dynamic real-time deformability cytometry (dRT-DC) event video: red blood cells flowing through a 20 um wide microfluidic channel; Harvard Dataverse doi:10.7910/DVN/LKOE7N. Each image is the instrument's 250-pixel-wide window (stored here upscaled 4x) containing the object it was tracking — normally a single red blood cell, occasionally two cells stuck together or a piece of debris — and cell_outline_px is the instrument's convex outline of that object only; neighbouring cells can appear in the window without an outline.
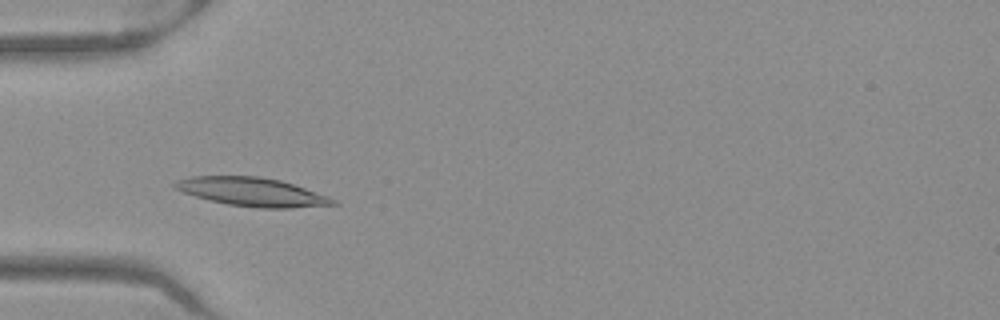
{"species": "Egyptian fruit bat (a non-hibernating species)", "species_latin": "Rousettus aegyptiacus", "temperature_condition": "warm", "stored_images_in_passage": 42, "camera_frame_rate_fps": 3000, "um_per_image_px": 0.085, "frame": {"image": 1, "passage_image": 7, "time_ms": 2.0, "image_size_px": [1000, 320], "cell_outline_px": [[340, 204], [292, 208], [260, 208], [228, 204], [208, 200], [184, 192], [176, 188], [172, 184], [176, 180], [188, 176], [260, 176], [280, 180], [328, 196], [336, 200]], "centroid_in_image_um": [21.42, 16.31], "position_along_channel_um": 63.6, "area_um2": 26.24}}
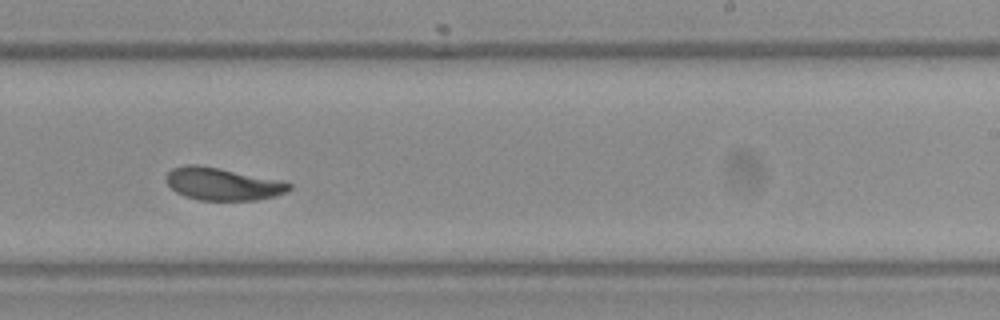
{"frame": {"image": 2, "passage_image": 23, "time_ms": 7.333, "image_size_px": [1000, 320], "cell_outline_px": [[292, 188], [288, 192], [276, 196], [256, 200], [200, 200], [184, 196], [176, 192], [164, 180], [164, 176], [172, 168], [184, 164], [196, 164], [220, 168], [280, 180], [292, 184]], "centroid_in_image_um": [18.91, 15.63], "position_along_channel_um": 270.1, "area_um2": 23.52}}
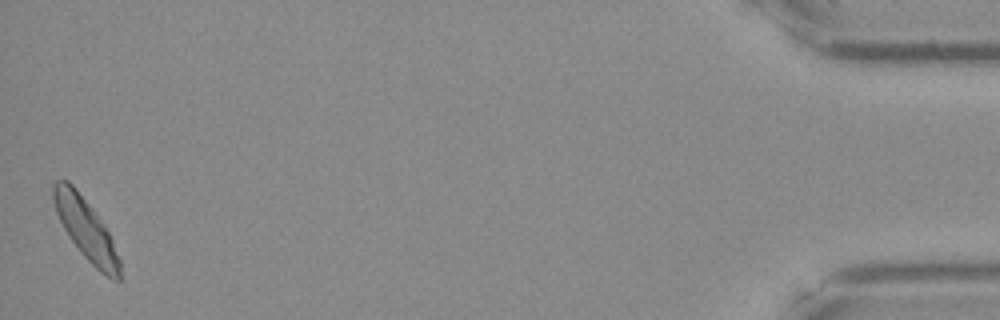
{"frame": {"image": 3, "passage_image": 42, "time_ms": 13.667, "image_size_px": [1000, 320], "cell_outline_px": [[120, 280], [112, 280], [100, 272], [80, 252], [68, 236], [56, 212], [52, 200], [52, 184], [56, 180], [68, 180], [76, 188], [92, 208], [104, 224], [112, 240], [120, 260]], "centroid_in_image_um": [7.28, 19.46], "position_along_channel_um": 427.9, "area_um2": 23.52}, "authors_computed_cell_mechanics": {"area_um2": 23.3512, "velocity_mm_per_s": 3.9071, "shape_relaxation_time_tau1_ms": 5.369, "shape_relaxation_time_tau2_ms": null, "deformation_change_tau1": 0.1627, "deformation_change_tau2": null}}